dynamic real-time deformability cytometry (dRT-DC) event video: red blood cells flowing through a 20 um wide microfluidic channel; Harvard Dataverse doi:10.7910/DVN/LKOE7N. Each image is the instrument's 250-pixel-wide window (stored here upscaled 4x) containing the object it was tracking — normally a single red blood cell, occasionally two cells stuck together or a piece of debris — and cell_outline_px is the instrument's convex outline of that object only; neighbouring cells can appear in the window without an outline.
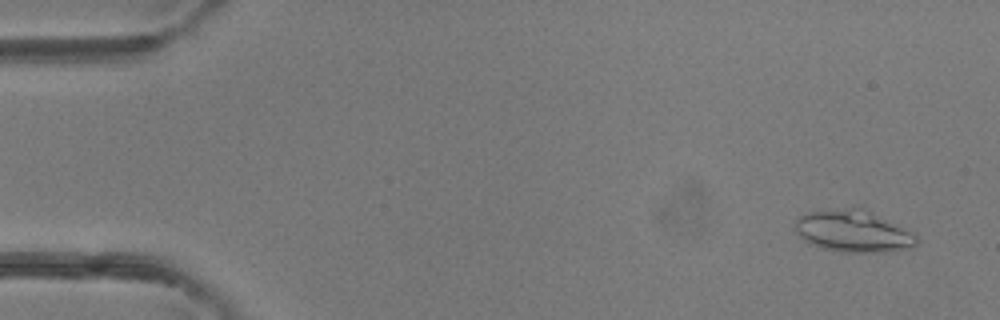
{"species": "common noctule bat (a hibernating species)", "species_latin": "Nyctalus noctula", "temperature_condition": "room temperature", "stored_images_in_passage": 18, "camera_frame_rate_fps": 3000, "um_per_image_px": 0.085, "animal": {"sex": "female"}, "frame": {"image": 1, "passage_image": 3, "time_ms": 0.667, "image_size_px": [1000, 320], "cell_outline_px": [[920, 240], [912, 248], [884, 252], [840, 252], [820, 248], [808, 244], [796, 232], [796, 220], [800, 216], [808, 212], [852, 204], [860, 204], [912, 232]], "centroid_in_image_um": [72.53, 19.6], "position_along_channel_um": 12.5, "area_um2": 30.75}}
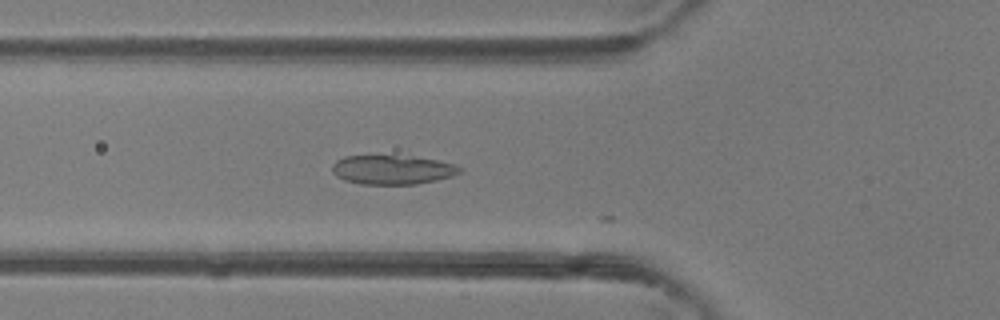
{"frame": {"image": 2, "passage_image": 17, "time_ms": 5.333, "image_size_px": [1000, 320], "cell_outline_px": [[464, 172], [452, 176], [436, 180], [416, 184], [360, 184], [344, 180], [336, 176], [332, 172], [332, 164], [336, 160], [344, 156], [412, 156], [436, 160], [456, 164], [464, 168]], "centroid_in_image_um": [33.38, 14.43], "position_along_channel_um": 92.4, "area_um2": 21.91}}